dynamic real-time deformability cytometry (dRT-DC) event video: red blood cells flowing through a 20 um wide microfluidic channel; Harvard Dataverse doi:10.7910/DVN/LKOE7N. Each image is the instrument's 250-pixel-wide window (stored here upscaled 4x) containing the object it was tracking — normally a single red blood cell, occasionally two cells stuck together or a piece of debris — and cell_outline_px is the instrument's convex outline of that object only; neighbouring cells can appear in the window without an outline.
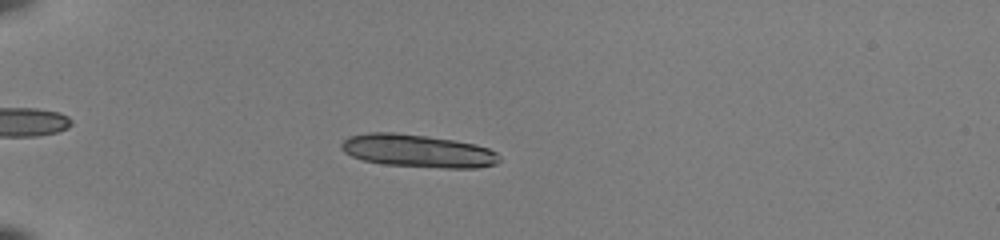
{"species": "common noctule bat (a hibernating species)", "species_latin": "Nyctalus noctula", "temperature_condition": "room temperature", "stored_images_in_passage": 53, "segment_of_instrument_passage": [1, 2], "camera_frame_rate_fps": 3000, "um_per_image_px": 0.085, "animal": {"sex": "female", "body_mass_g": 22.0, "forearm_length_mm": 56.7}, "frame": {"image": 1, "passage_image": 17, "time_ms": 5.333, "image_size_px": [1000, 240], "cell_outline_px": [[500, 160], [496, 164], [476, 168], [444, 168], [384, 164], [364, 160], [352, 156], [344, 152], [340, 148], [340, 144], [348, 136], [368, 132], [396, 132], [428, 136], [476, 144], [488, 148], [496, 152], [500, 156]], "centroid_in_image_um": [35.5, 12.82], "position_along_channel_um": 49.5, "area_um2": 30.35}}